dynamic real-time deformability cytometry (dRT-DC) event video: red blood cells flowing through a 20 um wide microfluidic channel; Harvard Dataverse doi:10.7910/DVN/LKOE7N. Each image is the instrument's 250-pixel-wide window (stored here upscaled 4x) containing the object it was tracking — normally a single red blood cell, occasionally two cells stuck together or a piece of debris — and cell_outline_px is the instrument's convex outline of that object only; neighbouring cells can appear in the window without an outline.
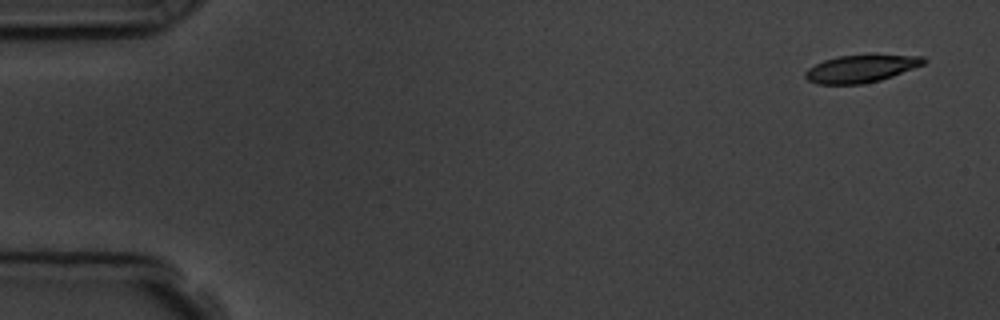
{"species": "common noctule bat (a hibernating species)", "species_latin": "Nyctalus noctula", "temperature_condition": "room temperature", "stored_images_in_passage": 4, "camera_frame_rate_fps": 3000, "um_per_image_px": 0.085, "animal": {"sex": "male", "body_mass_g": 19.5, "forearm_length_mm": 54.6}, "frame": {"image": 1, "passage_image": 1, "time_ms": 0.0, "image_size_px": [1000, 320], "cell_outline_px": [[928, 60], [924, 64], [892, 76], [880, 80], [864, 84], [816, 84], [808, 80], [804, 76], [804, 72], [808, 68], [824, 60], [840, 56], [924, 56]], "centroid_in_image_um": [73.15, 5.86], "position_along_channel_um": 11.9, "area_um2": 18.55}}
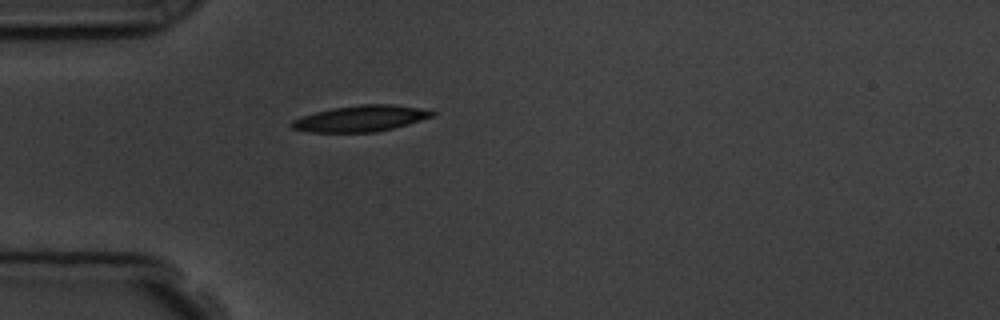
{"frame": {"image": 2, "passage_image": 4, "time_ms": 4.333, "image_size_px": [1000, 320], "cell_outline_px": [[436, 112], [432, 116], [408, 124], [376, 132], [308, 132], [292, 128], [288, 124], [292, 120], [316, 112], [332, 108], [360, 104], [392, 104], [420, 108]], "centroid_in_image_um": [30.63, 10.07], "position_along_channel_um": 54.4, "area_um2": 21.21}}